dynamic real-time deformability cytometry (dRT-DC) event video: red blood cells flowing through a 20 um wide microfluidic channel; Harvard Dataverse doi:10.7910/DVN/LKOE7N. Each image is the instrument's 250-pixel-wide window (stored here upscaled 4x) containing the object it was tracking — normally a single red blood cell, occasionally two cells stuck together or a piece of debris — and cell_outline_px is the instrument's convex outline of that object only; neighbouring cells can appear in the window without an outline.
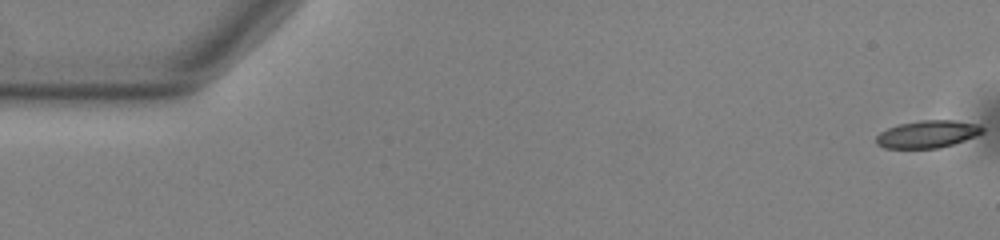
{"species": "common noctule bat (a hibernating species)", "species_latin": "Nyctalus noctula", "temperature_condition": "warm", "stored_images_in_passage": 55, "camera_frame_rate_fps": 3000, "um_per_image_px": 0.085, "animal": {"sex": "male", "body_mass_g": 13.0, "forearm_length_mm": 53.1}, "frame": {"image": 1, "passage_image": 1, "time_ms": 0.0, "image_size_px": [1000, 240], "cell_outline_px": [[984, 132], [976, 136], [940, 148], [884, 148], [876, 144], [876, 136], [880, 132], [888, 128], [900, 124], [920, 120], [952, 120], [980, 124], [984, 128]], "centroid_in_image_um": [78.85, 11.4], "position_along_channel_um": 6.1, "area_um2": 16.99}}
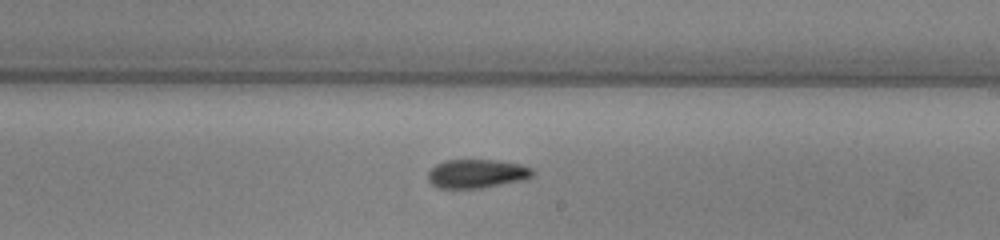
{"frame": {"image": 2, "passage_image": 32, "time_ms": 10.333, "image_size_px": [1000, 240], "cell_outline_px": [[536, 172], [528, 180], [480, 188], [440, 188], [432, 184], [428, 180], [428, 172], [436, 164], [444, 160], [496, 160], [520, 164], [532, 168]], "centroid_in_image_um": [40.58, 14.76], "position_along_channel_um": 248.4, "area_um2": 17.74}}
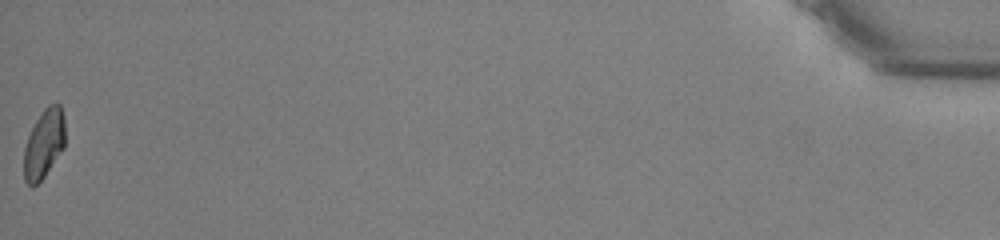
{"frame": {"image": 3, "passage_image": 55, "time_ms": 18.0, "image_size_px": [1000, 240], "cell_outline_px": [[64, 148], [44, 176], [32, 188], [24, 180], [24, 148], [28, 136], [36, 120], [44, 108], [48, 104], [56, 100], [60, 104], [64, 116]], "centroid_in_image_um": [3.74, 12.18], "position_along_channel_um": 431.5, "area_um2": 16.65}, "authors_computed_cell_mechanics": {"area_um2": 17.5712, "velocity_mm_per_s": 3.7726, "shape_relaxation_time_tau1_ms": 7.8106, "shape_relaxation_time_tau2_ms": 6.2207, "deformation_change_tau1": 0.1654, "deformation_change_tau2": 0.1296}}